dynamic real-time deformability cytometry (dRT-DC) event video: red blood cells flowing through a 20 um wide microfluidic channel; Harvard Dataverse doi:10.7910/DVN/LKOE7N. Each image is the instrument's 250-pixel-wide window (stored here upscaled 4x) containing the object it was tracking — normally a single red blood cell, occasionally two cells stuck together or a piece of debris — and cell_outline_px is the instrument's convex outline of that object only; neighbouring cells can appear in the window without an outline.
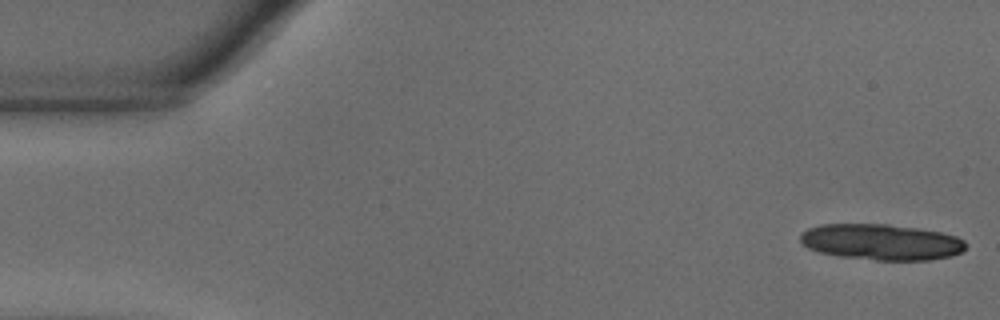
{"species": "common noctule bat (a hibernating species)", "species_latin": "Nyctalus noctula", "temperature_condition": "warm", "stored_images_in_passage": 14, "camera_frame_rate_fps": 3000, "um_per_image_px": 0.085, "animal": {"sex": "male", "body_mass_g": 18.8}, "frame": {"image": 1, "passage_image": 1, "time_ms": 0.0, "image_size_px": [1000, 320], "cell_outline_px": [[968, 244], [960, 252], [952, 256], [928, 260], [876, 260], [840, 256], [820, 252], [808, 248], [800, 240], [800, 236], [808, 228], [820, 224], [888, 224], [920, 228], [940, 232], [956, 236], [964, 240]], "centroid_in_image_um": [74.93, 20.56], "position_along_channel_um": 10.1, "area_um2": 34.68}}